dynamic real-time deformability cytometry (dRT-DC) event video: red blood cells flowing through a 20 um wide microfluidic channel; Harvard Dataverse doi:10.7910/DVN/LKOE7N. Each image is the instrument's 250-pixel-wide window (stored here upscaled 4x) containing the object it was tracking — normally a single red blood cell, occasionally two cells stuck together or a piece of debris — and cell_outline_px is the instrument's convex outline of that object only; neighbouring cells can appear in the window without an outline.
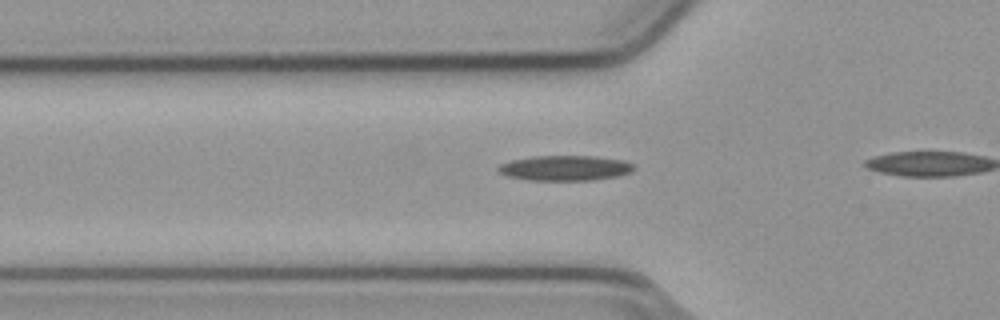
{"species": "common noctule bat (a hibernating species)", "species_latin": "Nyctalus noctula", "temperature_condition": "cold", "stored_images_in_passage": 23, "camera_frame_rate_fps": 3000, "um_per_image_px": 0.085, "animal": {"sex": "male", "body_mass_g": 23.1, "forearm_length_mm": 52.7}, "frame": {"image": 1, "passage_image": 5, "time_ms": 1.333, "image_size_px": [1000, 320], "cell_outline_px": [[636, 168], [632, 172], [616, 176], [592, 180], [532, 180], [508, 176], [500, 172], [496, 168], [500, 164], [512, 160], [536, 156], [596, 156], [624, 160], [632, 164]], "centroid_in_image_um": [48.07, 14.28], "position_along_channel_um": 77.7, "area_um2": 19.77}}
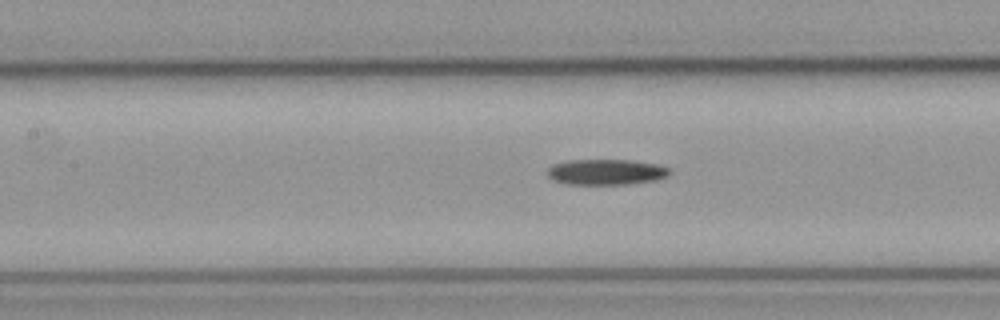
{"frame": {"image": 2, "passage_image": 11, "time_ms": 3.333, "image_size_px": [1000, 320], "cell_outline_px": [[672, 172], [668, 176], [656, 180], [628, 184], [564, 184], [552, 180], [548, 176], [548, 168], [552, 164], [568, 160], [628, 160], [660, 164], [668, 168]], "centroid_in_image_um": [51.52, 14.62], "position_along_channel_um": 155.9, "area_um2": 18.44}}
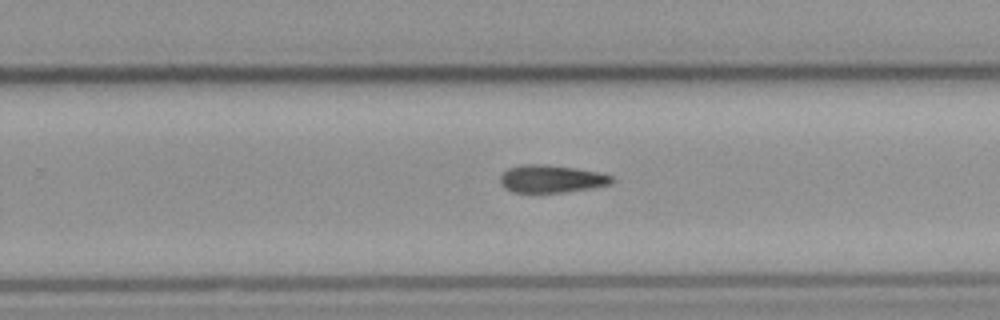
{"frame": {"image": 3, "passage_image": 21, "time_ms": 6.667, "image_size_px": [1000, 320], "cell_outline_px": [[616, 180], [612, 184], [564, 192], [512, 192], [504, 188], [500, 184], [500, 176], [508, 168], [524, 164], [540, 164], [604, 172], [612, 176]], "centroid_in_image_um": [46.89, 15.2], "position_along_channel_um": 282.9, "area_um2": 17.98}}